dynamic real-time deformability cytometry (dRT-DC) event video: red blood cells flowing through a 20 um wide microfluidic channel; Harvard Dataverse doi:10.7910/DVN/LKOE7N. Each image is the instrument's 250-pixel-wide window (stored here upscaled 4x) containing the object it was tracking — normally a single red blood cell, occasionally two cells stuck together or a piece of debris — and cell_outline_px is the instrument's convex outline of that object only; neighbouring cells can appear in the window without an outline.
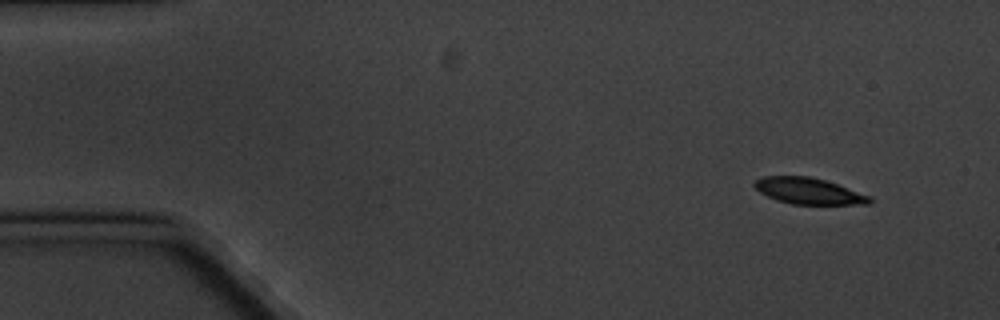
{"species": "common noctule bat (a hibernating species)", "species_latin": "Nyctalus noctula", "temperature_condition": "cold", "stored_images_in_passage": 6, "camera_frame_rate_fps": 3000, "um_per_image_px": 0.085, "animal": {"sex": "male", "body_mass_g": 20.1, "forearm_length_mm": 53.5}, "frame": {"image": 1, "passage_image": 1, "time_ms": 0.0, "image_size_px": [1000, 320], "cell_outline_px": [[872, 204], [792, 204], [776, 200], [760, 192], [752, 184], [756, 180], [764, 176], [808, 176], [824, 180], [872, 196]], "centroid_in_image_um": [68.75, 16.24], "position_along_channel_um": 16.3, "area_um2": 17.51}}
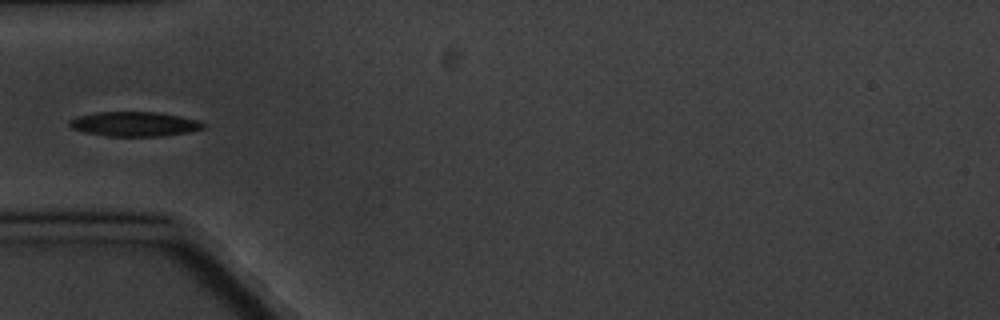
{"frame": {"image": 2, "passage_image": 5, "time_ms": 4.667, "image_size_px": [1000, 320], "cell_outline_px": [[204, 128], [188, 132], [160, 136], [104, 136], [84, 132], [72, 128], [68, 124], [68, 120], [76, 116], [96, 112], [156, 112], [196, 120], [204, 124]], "centroid_in_image_um": [11.34, 10.54], "position_along_channel_um": 73.7, "area_um2": 19.02}}